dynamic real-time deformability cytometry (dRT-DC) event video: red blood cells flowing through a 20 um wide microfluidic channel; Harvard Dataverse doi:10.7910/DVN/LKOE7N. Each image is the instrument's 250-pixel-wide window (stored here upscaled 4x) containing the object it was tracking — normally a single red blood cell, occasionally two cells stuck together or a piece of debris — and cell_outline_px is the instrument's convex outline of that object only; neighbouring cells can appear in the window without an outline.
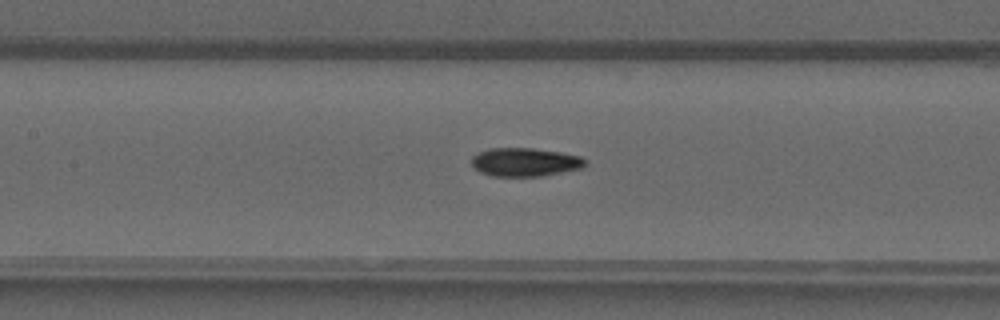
{"species": "common noctule bat (a hibernating species)", "species_latin": "Nyctalus noctula", "temperature_condition": "warm", "stored_images_in_passage": 30, "camera_frame_rate_fps": 3000, "um_per_image_px": 0.085, "animal": {"sex": "male", "forearm_length_mm": 52.5}, "frame": {"image": 1, "passage_image": 8, "time_ms": 2.333, "image_size_px": [1000, 320], "cell_outline_px": [[588, 164], [584, 168], [540, 176], [492, 176], [480, 172], [472, 168], [472, 156], [476, 152], [488, 148], [532, 148], [560, 152], [580, 156], [588, 160]], "centroid_in_image_um": [44.62, 13.77], "position_along_channel_um": 162.8, "area_um2": 19.19}}
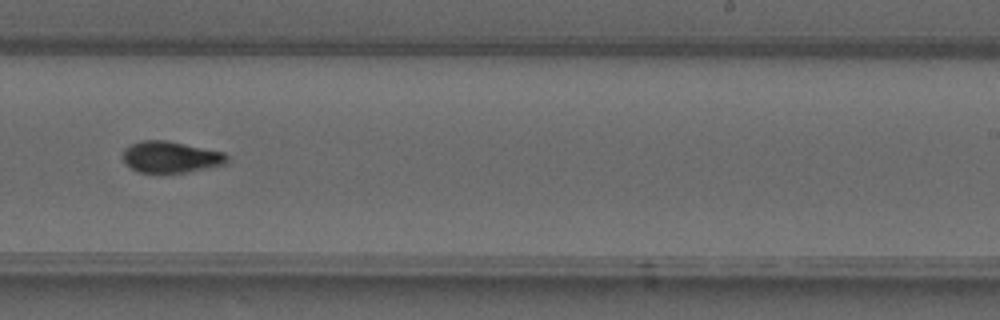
{"frame": {"image": 2, "passage_image": 16, "time_ms": 5.0, "image_size_px": [1000, 320], "cell_outline_px": [[228, 164], [188, 172], [140, 172], [132, 168], [124, 160], [124, 148], [140, 140], [168, 140], [224, 152], [228, 156]], "centroid_in_image_um": [14.57, 13.33], "position_along_channel_um": 274.4, "area_um2": 19.02}}
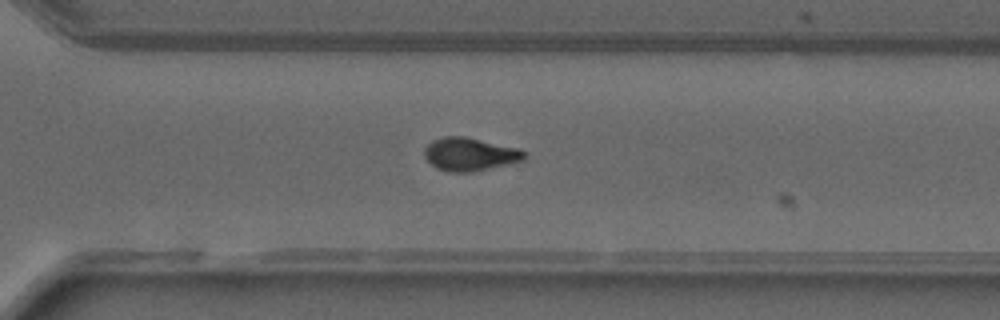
{"frame": {"image": 3, "passage_image": 20, "time_ms": 6.333, "image_size_px": [1000, 320], "cell_outline_px": [[528, 152], [524, 160], [508, 164], [472, 172], [448, 172], [436, 168], [424, 156], [424, 148], [432, 140], [444, 136], [464, 136], [520, 148]], "centroid_in_image_um": [39.96, 13.1], "position_along_channel_um": 330.6, "area_um2": 19.48}}